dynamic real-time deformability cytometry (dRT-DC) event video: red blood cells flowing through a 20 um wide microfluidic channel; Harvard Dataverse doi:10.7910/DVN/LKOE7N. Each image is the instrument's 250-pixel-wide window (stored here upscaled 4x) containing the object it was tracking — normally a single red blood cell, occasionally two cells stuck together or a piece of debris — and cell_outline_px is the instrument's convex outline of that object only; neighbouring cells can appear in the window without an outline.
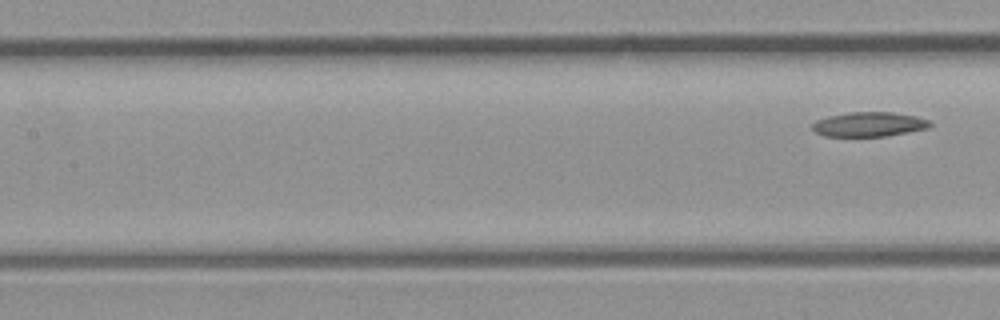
{"species": "common noctule bat (a hibernating species)", "species_latin": "Nyctalus noctula", "temperature_condition": "room temperature", "stored_images_in_passage": 6, "segment_of_instrument_passage": [2, 2], "camera_frame_rate_fps": 3000, "um_per_image_px": 0.085, "animal": {"sex": "male", "body_mass_g": 23.1, "forearm_length_mm": 52.7}, "frame": {"image": 1, "passage_image": 6, "time_ms": 1.667, "image_size_px": [1000, 320], "cell_outline_px": [[932, 124], [928, 128], [908, 132], [884, 136], [824, 136], [816, 132], [812, 128], [812, 124], [816, 120], [828, 116], [848, 112], [892, 112], [916, 116], [928, 120]], "centroid_in_image_um": [73.85, 10.56], "position_along_channel_um": 133.5, "area_um2": 16.76}}